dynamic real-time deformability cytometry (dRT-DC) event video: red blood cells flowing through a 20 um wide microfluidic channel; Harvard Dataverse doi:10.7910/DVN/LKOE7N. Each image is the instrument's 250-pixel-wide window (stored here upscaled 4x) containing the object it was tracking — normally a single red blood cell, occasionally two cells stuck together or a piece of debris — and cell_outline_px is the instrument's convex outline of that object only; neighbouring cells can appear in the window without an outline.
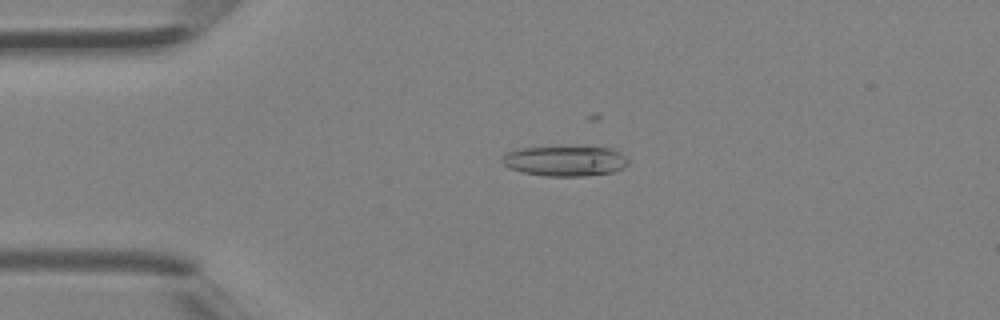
{"species": "Egyptian fruit bat (a non-hibernating species)", "species_latin": "Rousettus aegyptiacus", "temperature_condition": "room temperature", "stored_images_in_passage": 4, "camera_frame_rate_fps": 3000, "um_per_image_px": 0.085, "animal": {"sex": "female"}, "frame": {"image": 1, "passage_image": 3, "time_ms": 0.667, "image_size_px": [1000, 320], "cell_outline_px": [[628, 164], [624, 168], [612, 172], [584, 176], [544, 176], [524, 172], [508, 168], [504, 164], [504, 156], [508, 152], [524, 148], [608, 148], [620, 152], [628, 160]], "centroid_in_image_um": [48.07, 13.71], "position_along_channel_um": 36.9, "area_um2": 21.56}}